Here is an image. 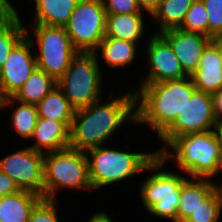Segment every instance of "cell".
Returning <instances> with one entry per match:
<instances>
[{
  "label": "cell",
  "instance_id": "obj_13",
  "mask_svg": "<svg viewBox=\"0 0 222 222\" xmlns=\"http://www.w3.org/2000/svg\"><path fill=\"white\" fill-rule=\"evenodd\" d=\"M32 42L25 36L9 53L0 67V96L13 97L37 68Z\"/></svg>",
  "mask_w": 222,
  "mask_h": 222
},
{
  "label": "cell",
  "instance_id": "obj_7",
  "mask_svg": "<svg viewBox=\"0 0 222 222\" xmlns=\"http://www.w3.org/2000/svg\"><path fill=\"white\" fill-rule=\"evenodd\" d=\"M62 188L93 190L85 152L67 147L44 154V198L55 200Z\"/></svg>",
  "mask_w": 222,
  "mask_h": 222
},
{
  "label": "cell",
  "instance_id": "obj_8",
  "mask_svg": "<svg viewBox=\"0 0 222 222\" xmlns=\"http://www.w3.org/2000/svg\"><path fill=\"white\" fill-rule=\"evenodd\" d=\"M32 26L34 34L32 33L30 36L31 32L26 29V36L33 45L37 44V48H35L38 50V53L35 52L37 68L45 71L57 81L78 51L73 47L64 27L41 24H33Z\"/></svg>",
  "mask_w": 222,
  "mask_h": 222
},
{
  "label": "cell",
  "instance_id": "obj_22",
  "mask_svg": "<svg viewBox=\"0 0 222 222\" xmlns=\"http://www.w3.org/2000/svg\"><path fill=\"white\" fill-rule=\"evenodd\" d=\"M42 197L25 190L0 198V222H28L30 212Z\"/></svg>",
  "mask_w": 222,
  "mask_h": 222
},
{
  "label": "cell",
  "instance_id": "obj_11",
  "mask_svg": "<svg viewBox=\"0 0 222 222\" xmlns=\"http://www.w3.org/2000/svg\"><path fill=\"white\" fill-rule=\"evenodd\" d=\"M0 171L13 179L20 190L44 198V154L21 148L0 159Z\"/></svg>",
  "mask_w": 222,
  "mask_h": 222
},
{
  "label": "cell",
  "instance_id": "obj_24",
  "mask_svg": "<svg viewBox=\"0 0 222 222\" xmlns=\"http://www.w3.org/2000/svg\"><path fill=\"white\" fill-rule=\"evenodd\" d=\"M56 85L57 81L52 76L36 68L13 98L36 106Z\"/></svg>",
  "mask_w": 222,
  "mask_h": 222
},
{
  "label": "cell",
  "instance_id": "obj_3",
  "mask_svg": "<svg viewBox=\"0 0 222 222\" xmlns=\"http://www.w3.org/2000/svg\"><path fill=\"white\" fill-rule=\"evenodd\" d=\"M158 156L166 163L174 158L179 171L188 178L213 179L222 173L217 129L178 136Z\"/></svg>",
  "mask_w": 222,
  "mask_h": 222
},
{
  "label": "cell",
  "instance_id": "obj_21",
  "mask_svg": "<svg viewBox=\"0 0 222 222\" xmlns=\"http://www.w3.org/2000/svg\"><path fill=\"white\" fill-rule=\"evenodd\" d=\"M79 0H33L35 18L33 24L64 27Z\"/></svg>",
  "mask_w": 222,
  "mask_h": 222
},
{
  "label": "cell",
  "instance_id": "obj_4",
  "mask_svg": "<svg viewBox=\"0 0 222 222\" xmlns=\"http://www.w3.org/2000/svg\"><path fill=\"white\" fill-rule=\"evenodd\" d=\"M88 175L94 190L117 184L136 174L146 172V167L157 157V152H129L104 145L85 152Z\"/></svg>",
  "mask_w": 222,
  "mask_h": 222
},
{
  "label": "cell",
  "instance_id": "obj_23",
  "mask_svg": "<svg viewBox=\"0 0 222 222\" xmlns=\"http://www.w3.org/2000/svg\"><path fill=\"white\" fill-rule=\"evenodd\" d=\"M36 107L38 117L63 122L69 129L71 128L75 109L71 106L69 99L57 85L36 105Z\"/></svg>",
  "mask_w": 222,
  "mask_h": 222
},
{
  "label": "cell",
  "instance_id": "obj_29",
  "mask_svg": "<svg viewBox=\"0 0 222 222\" xmlns=\"http://www.w3.org/2000/svg\"><path fill=\"white\" fill-rule=\"evenodd\" d=\"M56 200L41 198L32 208L28 222H59Z\"/></svg>",
  "mask_w": 222,
  "mask_h": 222
},
{
  "label": "cell",
  "instance_id": "obj_6",
  "mask_svg": "<svg viewBox=\"0 0 222 222\" xmlns=\"http://www.w3.org/2000/svg\"><path fill=\"white\" fill-rule=\"evenodd\" d=\"M99 61L95 53L78 52L57 80V86L75 110L88 107L102 98L104 77Z\"/></svg>",
  "mask_w": 222,
  "mask_h": 222
},
{
  "label": "cell",
  "instance_id": "obj_38",
  "mask_svg": "<svg viewBox=\"0 0 222 222\" xmlns=\"http://www.w3.org/2000/svg\"><path fill=\"white\" fill-rule=\"evenodd\" d=\"M217 131H218V136H219V139H220L221 156H222V125L217 128Z\"/></svg>",
  "mask_w": 222,
  "mask_h": 222
},
{
  "label": "cell",
  "instance_id": "obj_26",
  "mask_svg": "<svg viewBox=\"0 0 222 222\" xmlns=\"http://www.w3.org/2000/svg\"><path fill=\"white\" fill-rule=\"evenodd\" d=\"M15 103V104H14ZM18 105L11 114L12 127L14 131L21 136L24 140H28L32 137L35 126L38 120L37 107L28 103H22L15 100L13 97L2 99L1 110H5V107H12Z\"/></svg>",
  "mask_w": 222,
  "mask_h": 222
},
{
  "label": "cell",
  "instance_id": "obj_33",
  "mask_svg": "<svg viewBox=\"0 0 222 222\" xmlns=\"http://www.w3.org/2000/svg\"><path fill=\"white\" fill-rule=\"evenodd\" d=\"M213 112L218 126L222 125V88L212 94Z\"/></svg>",
  "mask_w": 222,
  "mask_h": 222
},
{
  "label": "cell",
  "instance_id": "obj_28",
  "mask_svg": "<svg viewBox=\"0 0 222 222\" xmlns=\"http://www.w3.org/2000/svg\"><path fill=\"white\" fill-rule=\"evenodd\" d=\"M178 29L208 36L207 10L202 0H195L193 2Z\"/></svg>",
  "mask_w": 222,
  "mask_h": 222
},
{
  "label": "cell",
  "instance_id": "obj_19",
  "mask_svg": "<svg viewBox=\"0 0 222 222\" xmlns=\"http://www.w3.org/2000/svg\"><path fill=\"white\" fill-rule=\"evenodd\" d=\"M13 5L0 10V67L12 49L26 36V27Z\"/></svg>",
  "mask_w": 222,
  "mask_h": 222
},
{
  "label": "cell",
  "instance_id": "obj_15",
  "mask_svg": "<svg viewBox=\"0 0 222 222\" xmlns=\"http://www.w3.org/2000/svg\"><path fill=\"white\" fill-rule=\"evenodd\" d=\"M190 78L197 91L212 94L222 88V56L213 40L203 51L198 67Z\"/></svg>",
  "mask_w": 222,
  "mask_h": 222
},
{
  "label": "cell",
  "instance_id": "obj_18",
  "mask_svg": "<svg viewBox=\"0 0 222 222\" xmlns=\"http://www.w3.org/2000/svg\"><path fill=\"white\" fill-rule=\"evenodd\" d=\"M143 14H107L105 37L139 43L146 30Z\"/></svg>",
  "mask_w": 222,
  "mask_h": 222
},
{
  "label": "cell",
  "instance_id": "obj_30",
  "mask_svg": "<svg viewBox=\"0 0 222 222\" xmlns=\"http://www.w3.org/2000/svg\"><path fill=\"white\" fill-rule=\"evenodd\" d=\"M207 10L208 37L214 39L222 33V0H202Z\"/></svg>",
  "mask_w": 222,
  "mask_h": 222
},
{
  "label": "cell",
  "instance_id": "obj_10",
  "mask_svg": "<svg viewBox=\"0 0 222 222\" xmlns=\"http://www.w3.org/2000/svg\"><path fill=\"white\" fill-rule=\"evenodd\" d=\"M218 127L213 112L212 95L196 90L187 100L183 112L179 113L175 121L158 137L164 144L155 151L159 155L178 136L216 130Z\"/></svg>",
  "mask_w": 222,
  "mask_h": 222
},
{
  "label": "cell",
  "instance_id": "obj_37",
  "mask_svg": "<svg viewBox=\"0 0 222 222\" xmlns=\"http://www.w3.org/2000/svg\"><path fill=\"white\" fill-rule=\"evenodd\" d=\"M213 41L218 45L221 56H222V38H214Z\"/></svg>",
  "mask_w": 222,
  "mask_h": 222
},
{
  "label": "cell",
  "instance_id": "obj_14",
  "mask_svg": "<svg viewBox=\"0 0 222 222\" xmlns=\"http://www.w3.org/2000/svg\"><path fill=\"white\" fill-rule=\"evenodd\" d=\"M171 45L183 71L191 76L197 69L202 53L213 40L208 36L170 29L160 33Z\"/></svg>",
  "mask_w": 222,
  "mask_h": 222
},
{
  "label": "cell",
  "instance_id": "obj_36",
  "mask_svg": "<svg viewBox=\"0 0 222 222\" xmlns=\"http://www.w3.org/2000/svg\"><path fill=\"white\" fill-rule=\"evenodd\" d=\"M11 3L12 2L10 0H0V8L1 9L10 8Z\"/></svg>",
  "mask_w": 222,
  "mask_h": 222
},
{
  "label": "cell",
  "instance_id": "obj_12",
  "mask_svg": "<svg viewBox=\"0 0 222 222\" xmlns=\"http://www.w3.org/2000/svg\"><path fill=\"white\" fill-rule=\"evenodd\" d=\"M147 37L149 39L146 41V49L144 50H146L149 72L141 79V84L181 80L188 77L173 48L161 34L153 33Z\"/></svg>",
  "mask_w": 222,
  "mask_h": 222
},
{
  "label": "cell",
  "instance_id": "obj_27",
  "mask_svg": "<svg viewBox=\"0 0 222 222\" xmlns=\"http://www.w3.org/2000/svg\"><path fill=\"white\" fill-rule=\"evenodd\" d=\"M222 214V184L184 222H219Z\"/></svg>",
  "mask_w": 222,
  "mask_h": 222
},
{
  "label": "cell",
  "instance_id": "obj_40",
  "mask_svg": "<svg viewBox=\"0 0 222 222\" xmlns=\"http://www.w3.org/2000/svg\"><path fill=\"white\" fill-rule=\"evenodd\" d=\"M216 38H222V33L218 37H216Z\"/></svg>",
  "mask_w": 222,
  "mask_h": 222
},
{
  "label": "cell",
  "instance_id": "obj_17",
  "mask_svg": "<svg viewBox=\"0 0 222 222\" xmlns=\"http://www.w3.org/2000/svg\"><path fill=\"white\" fill-rule=\"evenodd\" d=\"M209 178H186L181 184L177 222H184L219 186Z\"/></svg>",
  "mask_w": 222,
  "mask_h": 222
},
{
  "label": "cell",
  "instance_id": "obj_9",
  "mask_svg": "<svg viewBox=\"0 0 222 222\" xmlns=\"http://www.w3.org/2000/svg\"><path fill=\"white\" fill-rule=\"evenodd\" d=\"M107 13L102 0H79L64 26L78 52L94 53L105 37Z\"/></svg>",
  "mask_w": 222,
  "mask_h": 222
},
{
  "label": "cell",
  "instance_id": "obj_34",
  "mask_svg": "<svg viewBox=\"0 0 222 222\" xmlns=\"http://www.w3.org/2000/svg\"><path fill=\"white\" fill-rule=\"evenodd\" d=\"M138 7L151 16L152 13L157 9L160 0H136Z\"/></svg>",
  "mask_w": 222,
  "mask_h": 222
},
{
  "label": "cell",
  "instance_id": "obj_1",
  "mask_svg": "<svg viewBox=\"0 0 222 222\" xmlns=\"http://www.w3.org/2000/svg\"><path fill=\"white\" fill-rule=\"evenodd\" d=\"M127 91L116 98L112 93L107 101L102 102L101 98L88 107L75 110L68 147L86 152L110 141L125 123L135 124V92Z\"/></svg>",
  "mask_w": 222,
  "mask_h": 222
},
{
  "label": "cell",
  "instance_id": "obj_25",
  "mask_svg": "<svg viewBox=\"0 0 222 222\" xmlns=\"http://www.w3.org/2000/svg\"><path fill=\"white\" fill-rule=\"evenodd\" d=\"M194 1L160 0L157 9L150 16L159 23V31L155 33L160 34L166 30L178 29Z\"/></svg>",
  "mask_w": 222,
  "mask_h": 222
},
{
  "label": "cell",
  "instance_id": "obj_2",
  "mask_svg": "<svg viewBox=\"0 0 222 222\" xmlns=\"http://www.w3.org/2000/svg\"><path fill=\"white\" fill-rule=\"evenodd\" d=\"M135 92L136 122L159 137L177 118L196 88L190 76L181 80L140 84Z\"/></svg>",
  "mask_w": 222,
  "mask_h": 222
},
{
  "label": "cell",
  "instance_id": "obj_39",
  "mask_svg": "<svg viewBox=\"0 0 222 222\" xmlns=\"http://www.w3.org/2000/svg\"><path fill=\"white\" fill-rule=\"evenodd\" d=\"M1 103H2V98H1V96H0V110H1Z\"/></svg>",
  "mask_w": 222,
  "mask_h": 222
},
{
  "label": "cell",
  "instance_id": "obj_35",
  "mask_svg": "<svg viewBox=\"0 0 222 222\" xmlns=\"http://www.w3.org/2000/svg\"><path fill=\"white\" fill-rule=\"evenodd\" d=\"M87 222H114V220L105 211H99L90 216Z\"/></svg>",
  "mask_w": 222,
  "mask_h": 222
},
{
  "label": "cell",
  "instance_id": "obj_31",
  "mask_svg": "<svg viewBox=\"0 0 222 222\" xmlns=\"http://www.w3.org/2000/svg\"><path fill=\"white\" fill-rule=\"evenodd\" d=\"M107 14L143 13L136 0H102Z\"/></svg>",
  "mask_w": 222,
  "mask_h": 222
},
{
  "label": "cell",
  "instance_id": "obj_32",
  "mask_svg": "<svg viewBox=\"0 0 222 222\" xmlns=\"http://www.w3.org/2000/svg\"><path fill=\"white\" fill-rule=\"evenodd\" d=\"M20 189L15 181L7 174L0 171V198L19 192Z\"/></svg>",
  "mask_w": 222,
  "mask_h": 222
},
{
  "label": "cell",
  "instance_id": "obj_5",
  "mask_svg": "<svg viewBox=\"0 0 222 222\" xmlns=\"http://www.w3.org/2000/svg\"><path fill=\"white\" fill-rule=\"evenodd\" d=\"M167 164L161 157H157L146 167L152 171L140 186V199L144 208L159 219L177 222V209L181 194V184L187 178L184 173L163 170Z\"/></svg>",
  "mask_w": 222,
  "mask_h": 222
},
{
  "label": "cell",
  "instance_id": "obj_20",
  "mask_svg": "<svg viewBox=\"0 0 222 222\" xmlns=\"http://www.w3.org/2000/svg\"><path fill=\"white\" fill-rule=\"evenodd\" d=\"M138 43L104 37L95 50L96 58L104 61L108 68H123L132 64L138 54ZM100 51V52H99ZM99 52V56H98Z\"/></svg>",
  "mask_w": 222,
  "mask_h": 222
},
{
  "label": "cell",
  "instance_id": "obj_16",
  "mask_svg": "<svg viewBox=\"0 0 222 222\" xmlns=\"http://www.w3.org/2000/svg\"><path fill=\"white\" fill-rule=\"evenodd\" d=\"M31 149L43 154L59 151L69 146L70 129L63 123L38 117L32 137ZM45 149V150H44Z\"/></svg>",
  "mask_w": 222,
  "mask_h": 222
}]
</instances>
